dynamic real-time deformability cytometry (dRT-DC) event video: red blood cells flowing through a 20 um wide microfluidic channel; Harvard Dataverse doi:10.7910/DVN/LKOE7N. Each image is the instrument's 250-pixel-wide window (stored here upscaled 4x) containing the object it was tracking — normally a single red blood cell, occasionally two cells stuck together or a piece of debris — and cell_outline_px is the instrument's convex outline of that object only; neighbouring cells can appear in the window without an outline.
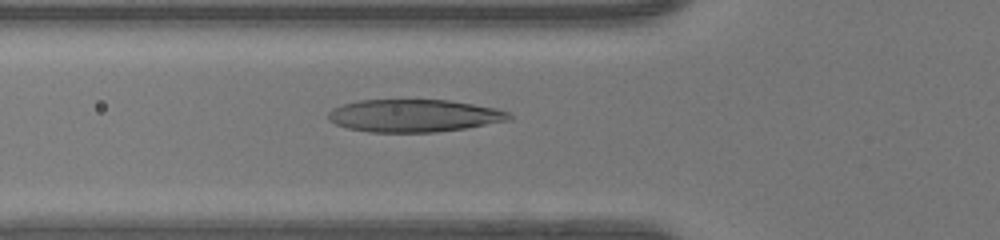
{"species": "human", "species_latin": "Homo sapiens", "temperature_condition": "warm", "stored_images_in_passage": 46, "camera_frame_rate_fps": 3000, "um_per_image_px": 0.085, "donor": {"sex": "female"}, "frame": {"image": 1, "passage_image": 16, "time_ms": 5.0, "image_size_px": [1000, 240], "cell_outline_px": [[512, 120], [464, 128], [436, 132], [368, 132], [348, 128], [336, 124], [328, 120], [328, 112], [332, 108], [344, 104], [360, 100], [448, 100], [496, 108], [508, 112], [512, 116]], "centroid_in_image_um": [35.18, 9.83], "position_along_channel_um": 90.6, "area_um2": 34.28}}
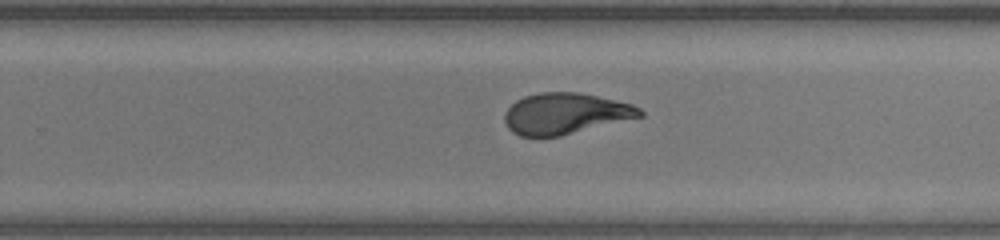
{"frame": {"image": 2, "passage_image": 29, "time_ms": 9.333, "image_size_px": [1000, 240], "cell_outline_px": [[644, 116], [560, 136], [520, 136], [512, 132], [508, 128], [504, 120], [504, 112], [516, 100], [524, 96], [540, 92], [580, 92], [632, 104], [640, 108], [644, 112]], "centroid_in_image_um": [48.05, 9.65], "position_along_channel_um": 281.8, "area_um2": 32.43}}
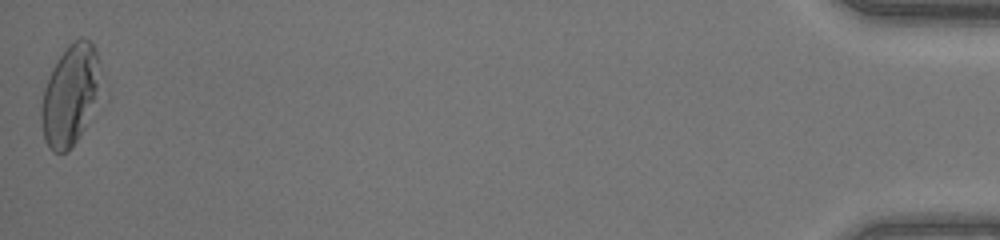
{"frame": {"image": 3, "passage_image": 46, "time_ms": 15.0, "image_size_px": [1000, 240], "cell_outline_px": [[96, 88], [84, 128], [80, 136], [64, 152], [52, 152], [48, 148], [44, 140], [40, 116], [40, 104], [44, 88], [60, 56], [68, 44], [72, 40], [88, 40], [96, 48]], "centroid_in_image_um": [5.85, 8.14], "position_along_channel_um": 429.4, "area_um2": 32.83}, "authors_computed_cell_mechanics": {"area_um2": 33.6685, "velocity_mm_per_s": 4.4224, "shape_relaxation_time_tau1_ms": 6.7616, "shape_relaxation_time_tau2_ms": 0.8908, "deformation_change_tau1": 0.2986, "deformation_change_tau2": 0.0737}}